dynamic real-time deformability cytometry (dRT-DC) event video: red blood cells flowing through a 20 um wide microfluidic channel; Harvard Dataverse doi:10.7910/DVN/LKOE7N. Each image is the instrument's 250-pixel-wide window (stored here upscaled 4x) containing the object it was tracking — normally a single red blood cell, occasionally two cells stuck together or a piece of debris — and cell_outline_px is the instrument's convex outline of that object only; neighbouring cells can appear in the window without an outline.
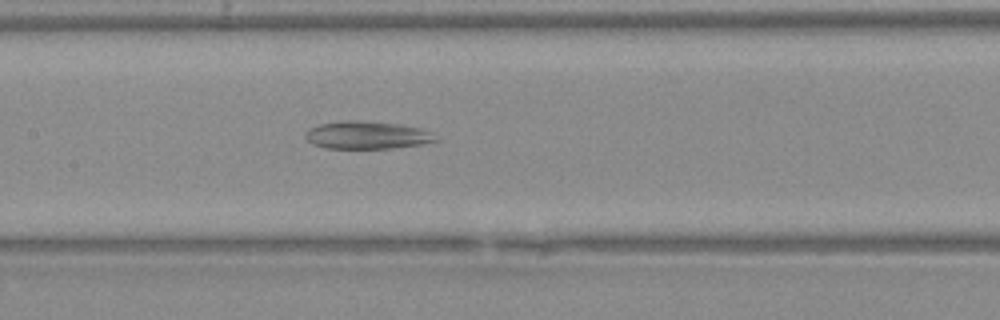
{"species": "Egyptian fruit bat (a non-hibernating species)", "species_latin": "Rousettus aegyptiacus", "temperature_condition": "warm", "stored_images_in_passage": 46, "camera_frame_rate_fps": 3000, "um_per_image_px": 0.085, "animal": {"sex": "female"}, "frame": {"image": 1, "passage_image": 23, "time_ms": 7.333, "image_size_px": [1000, 320], "cell_outline_px": [[440, 140], [420, 144], [392, 148], [324, 148], [312, 144], [304, 136], [312, 128], [320, 124], [348, 120], [356, 120], [400, 124], [420, 128], [432, 132]], "centroid_in_image_um": [31.23, 11.49], "position_along_channel_um": 176.2, "area_um2": 20.87}}
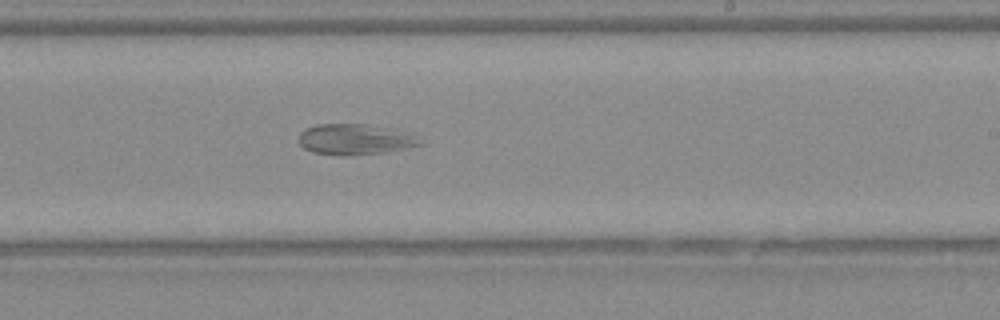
{"frame": {"image": 2, "passage_image": 29, "time_ms": 9.333, "image_size_px": [1000, 320], "cell_outline_px": [[424, 144], [384, 152], [340, 156], [312, 152], [304, 148], [300, 144], [300, 132], [304, 128], [316, 124], [368, 124], [396, 128], [412, 132]], "centroid_in_image_um": [30.21, 11.82], "position_along_channel_um": 258.8, "area_um2": 22.02}}
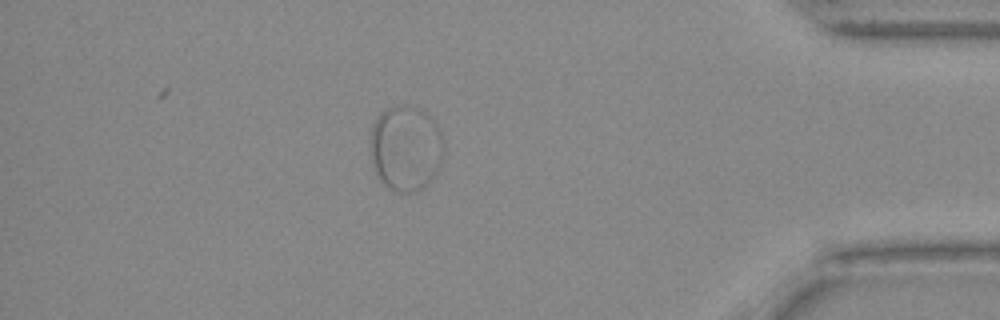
{"frame": {"image": 3, "passage_image": 42, "time_ms": 13.667, "image_size_px": [1000, 320], "cell_outline_px": [[444, 152], [436, 172], [416, 192], [396, 192], [388, 188], [380, 180], [376, 172], [372, 160], [372, 124], [376, 116], [380, 112], [388, 108], [400, 104], [408, 104], [424, 112], [436, 124], [440, 132], [444, 144]], "centroid_in_image_um": [34.48, 12.57], "position_along_channel_um": 400.7, "area_um2": 36.18}}